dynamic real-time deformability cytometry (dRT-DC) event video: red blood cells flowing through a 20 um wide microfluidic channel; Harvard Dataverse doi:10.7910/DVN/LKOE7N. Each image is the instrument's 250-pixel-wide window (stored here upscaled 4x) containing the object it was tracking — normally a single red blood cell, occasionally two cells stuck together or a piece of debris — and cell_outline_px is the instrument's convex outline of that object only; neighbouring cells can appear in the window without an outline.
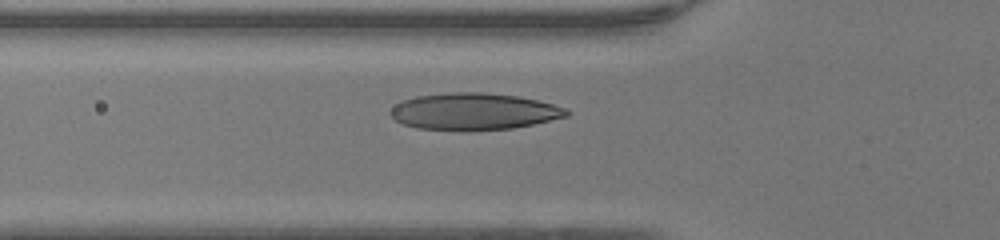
{"species": "human", "species_latin": "Homo sapiens", "temperature_condition": "warm", "stored_images_in_passage": 31, "camera_frame_rate_fps": 3000, "um_per_image_px": 0.085, "donor": {"sex": "female"}, "frame": {"image": 1, "passage_image": 5, "time_ms": 1.333, "image_size_px": [1000, 240], "cell_outline_px": [[572, 112], [568, 116], [532, 124], [512, 128], [468, 132], [416, 128], [404, 124], [396, 120], [388, 112], [396, 104], [404, 100], [416, 96], [452, 92], [484, 92], [520, 96], [552, 104], [564, 108]], "centroid_in_image_um": [40.27, 9.49], "position_along_channel_um": 85.5, "area_um2": 38.09}}
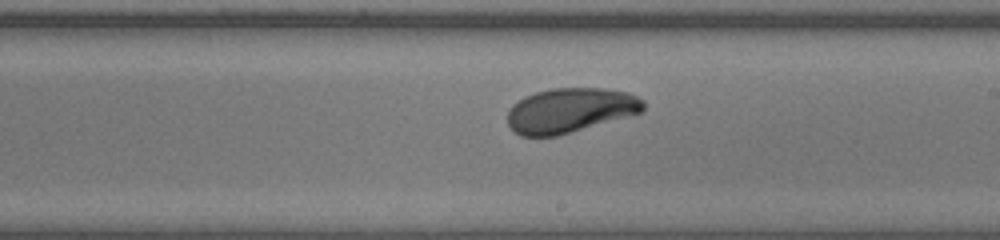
{"frame": {"image": 2, "passage_image": 16, "time_ms": 5.0, "image_size_px": [1000, 240], "cell_outline_px": [[644, 108], [640, 112], [556, 136], [520, 136], [508, 124], [508, 108], [512, 104], [524, 96], [536, 92], [552, 88], [604, 88], [628, 92], [644, 100]], "centroid_in_image_um": [48.42, 9.36], "position_along_channel_um": 240.6, "area_um2": 35.03}}
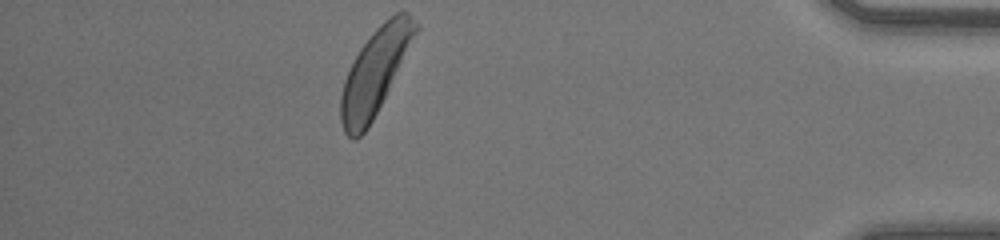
{"frame": {"image": 3, "passage_image": 31, "time_ms": 10.0, "image_size_px": [1000, 240], "cell_outline_px": [[420, 28], [368, 128], [356, 140], [352, 140], [344, 132], [340, 120], [340, 96], [344, 80], [360, 48], [372, 32], [384, 20], [396, 12], [408, 12]], "centroid_in_image_um": [31.86, 6.11], "position_along_channel_um": 403.3, "area_um2": 36.65}, "authors_computed_cell_mechanics": {"area_um2": 36.2406, "velocity_mm_per_s": 4.2409, "shape_relaxation_time_tau1_ms": 3.0307, "shape_relaxation_time_tau2_ms": null, "deformation_change_tau1": 0.1536, "deformation_change_tau2": null}}